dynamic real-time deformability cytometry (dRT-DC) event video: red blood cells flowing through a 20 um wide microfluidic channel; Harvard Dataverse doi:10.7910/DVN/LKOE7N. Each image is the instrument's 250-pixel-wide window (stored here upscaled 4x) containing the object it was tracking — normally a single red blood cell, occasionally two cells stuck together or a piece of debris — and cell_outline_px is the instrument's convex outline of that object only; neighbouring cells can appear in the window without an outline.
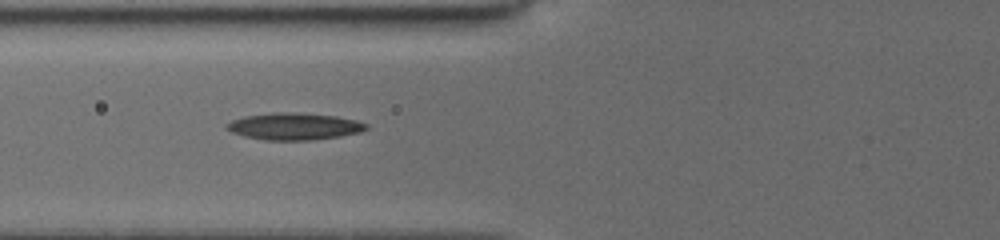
{"species": "common noctule bat (a hibernating species)", "species_latin": "Nyctalus noctula", "temperature_condition": "cold", "stored_images_in_passage": 9, "camera_frame_rate_fps": 3000, "um_per_image_px": 0.085, "animal": {"sex": "female", "body_mass_g": 19.5, "forearm_length_mm": 54.1}, "frame": {"image": 1, "passage_image": 4, "time_ms": 1.0, "image_size_px": [1000, 240], "cell_outline_px": [[368, 128], [360, 132], [340, 136], [312, 140], [268, 140], [244, 136], [232, 132], [224, 128], [224, 124], [232, 120], [244, 116], [272, 112], [296, 112], [336, 116], [356, 120], [368, 124]], "centroid_in_image_um": [24.98, 10.73], "position_along_channel_um": 100.8, "area_um2": 22.02}}
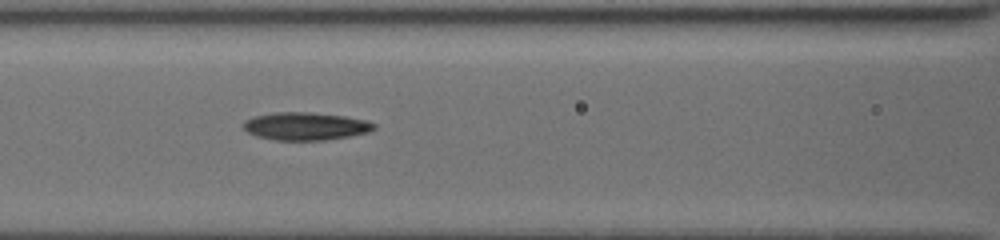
{"frame": {"image": 2, "passage_image": 6, "time_ms": 2.0, "image_size_px": [1000, 240], "cell_outline_px": [[376, 128], [368, 132], [348, 136], [324, 140], [276, 140], [256, 136], [248, 132], [244, 128], [244, 120], [256, 116], [276, 112], [312, 112], [344, 116], [364, 120], [376, 124]], "centroid_in_image_um": [25.97, 10.72], "position_along_channel_um": 140.6, "area_um2": 20.98}}
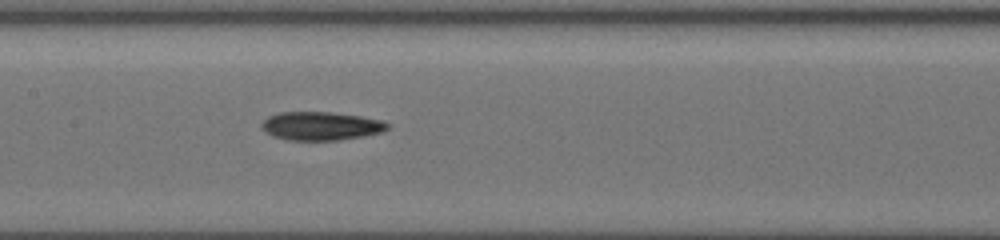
{"frame": {"image": 3, "passage_image": 8, "time_ms": 3.0, "image_size_px": [1000, 240], "cell_outline_px": [[388, 128], [380, 132], [364, 136], [336, 140], [288, 140], [272, 136], [264, 132], [260, 124], [268, 116], [280, 112], [328, 112], [360, 116], [384, 120], [388, 124]], "centroid_in_image_um": [27.24, 10.71], "position_along_channel_um": 180.2, "area_um2": 20.87}}